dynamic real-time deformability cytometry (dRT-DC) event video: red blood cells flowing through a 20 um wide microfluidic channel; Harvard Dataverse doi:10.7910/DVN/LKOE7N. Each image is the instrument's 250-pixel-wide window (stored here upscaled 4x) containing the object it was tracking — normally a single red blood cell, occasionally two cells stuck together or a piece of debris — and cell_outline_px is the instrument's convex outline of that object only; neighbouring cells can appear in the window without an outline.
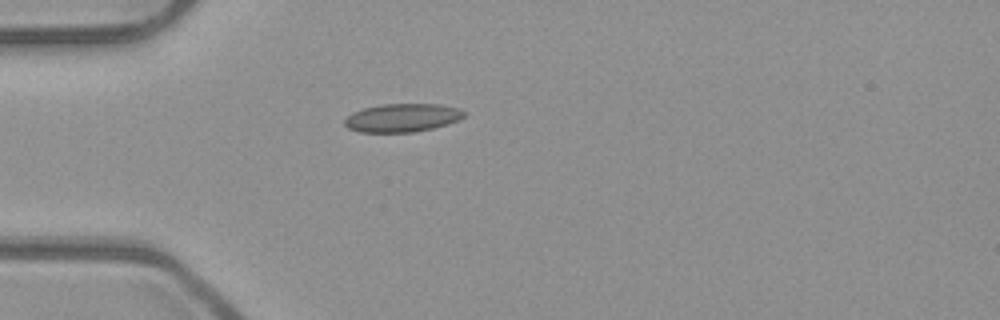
{"species": "common noctule bat (a hibernating species)", "species_latin": "Nyctalus noctula", "temperature_condition": "room temperature", "stored_images_in_passage": 2, "camera_frame_rate_fps": 3000, "um_per_image_px": 0.085, "animal": {"sex": "male", "body_mass_g": 23.1, "forearm_length_mm": 52.7}, "frame": {"image": 1, "passage_image": 1, "time_ms": 0.0, "image_size_px": [1000, 320], "cell_outline_px": [[468, 112], [460, 120], [448, 124], [416, 132], [360, 132], [348, 128], [344, 124], [344, 120], [352, 112], [364, 108], [380, 104], [440, 104], [460, 108]], "centroid_in_image_um": [34.23, 10.0], "position_along_channel_um": 50.8, "area_um2": 19.94}}